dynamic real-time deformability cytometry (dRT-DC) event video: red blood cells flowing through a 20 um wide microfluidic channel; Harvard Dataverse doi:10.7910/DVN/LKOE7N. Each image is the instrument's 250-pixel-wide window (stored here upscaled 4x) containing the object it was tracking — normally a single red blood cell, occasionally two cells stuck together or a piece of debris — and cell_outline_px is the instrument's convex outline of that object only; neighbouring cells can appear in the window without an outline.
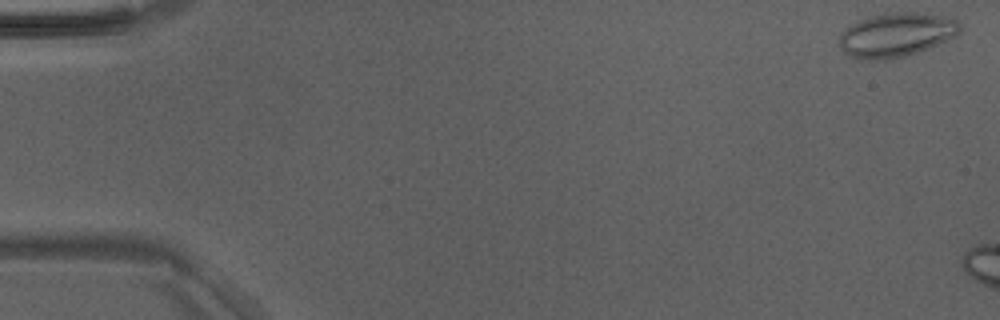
{"species": "Egyptian fruit bat (a non-hibernating species)", "species_latin": "Rousettus aegyptiacus", "temperature_condition": "room temperature", "stored_images_in_passage": 6, "camera_frame_rate_fps": 3000, "um_per_image_px": 0.085, "animal": {"sex": "male"}, "frame": {"image": 1, "passage_image": 1, "time_ms": 0.0, "image_size_px": [1000, 320], "cell_outline_px": [[964, 28], [956, 36], [928, 48], [904, 56], [884, 60], [860, 60], [848, 56], [840, 48], [840, 36], [856, 20], [872, 16], [892, 12], [916, 12], [940, 16], [956, 20]], "centroid_in_image_um": [76.18, 2.97], "position_along_channel_um": 8.8, "area_um2": 30.87}}